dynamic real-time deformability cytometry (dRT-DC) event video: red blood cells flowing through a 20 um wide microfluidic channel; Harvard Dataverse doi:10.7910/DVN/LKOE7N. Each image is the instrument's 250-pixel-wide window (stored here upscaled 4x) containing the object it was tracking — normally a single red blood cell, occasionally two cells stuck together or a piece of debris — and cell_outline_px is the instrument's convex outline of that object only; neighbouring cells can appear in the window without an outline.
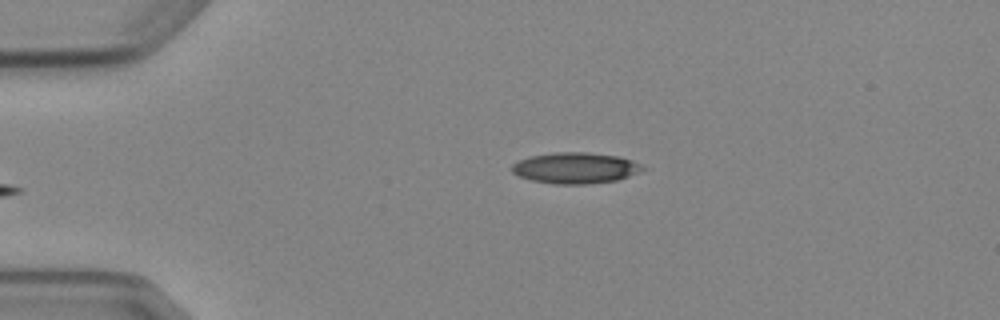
{"species": "Egyptian fruit bat (a non-hibernating species)", "species_latin": "Rousettus aegyptiacus", "temperature_condition": "cold", "stored_images_in_passage": 2, "camera_frame_rate_fps": 3000, "um_per_image_px": 0.085, "animal": {"sex": "female"}, "frame": {"image": 1, "passage_image": 2, "time_ms": 1.0, "image_size_px": [1000, 320], "cell_outline_px": [[648, 168], [640, 172], [616, 180], [588, 184], [556, 184], [532, 180], [520, 176], [512, 172], [512, 164], [520, 160], [532, 156], [556, 152], [588, 152], [616, 156], [632, 160]], "centroid_in_image_um": [48.94, 14.28], "position_along_channel_um": 36.1, "area_um2": 23.47}}